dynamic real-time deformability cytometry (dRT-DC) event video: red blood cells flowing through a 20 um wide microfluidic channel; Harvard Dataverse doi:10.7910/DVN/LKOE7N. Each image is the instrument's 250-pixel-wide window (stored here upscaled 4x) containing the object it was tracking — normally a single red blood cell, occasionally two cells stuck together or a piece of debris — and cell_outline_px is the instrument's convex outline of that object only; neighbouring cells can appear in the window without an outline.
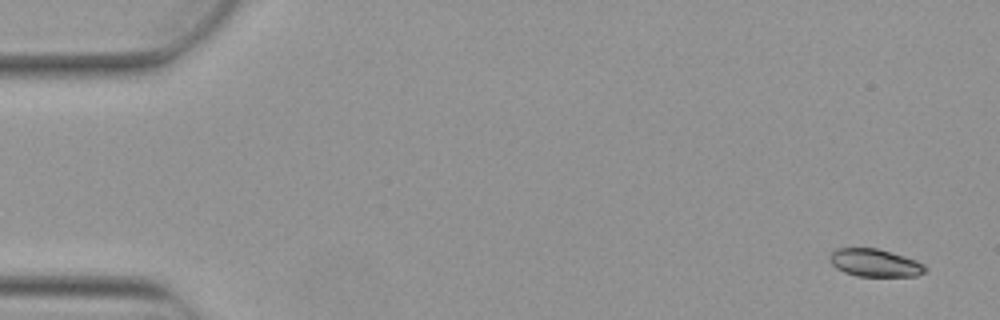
{"species": "Egyptian fruit bat (a non-hibernating species)", "species_latin": "Rousettus aegyptiacus", "temperature_condition": "warm", "stored_images_in_passage": 5, "camera_frame_rate_fps": 3000, "um_per_image_px": 0.085, "animal": {"sex": "female"}, "frame": {"image": 1, "passage_image": 1, "time_ms": 0.0, "image_size_px": [1000, 320], "cell_outline_px": [[928, 268], [924, 272], [916, 276], [856, 276], [844, 272], [836, 268], [828, 260], [828, 256], [836, 248], [876, 248], [904, 256], [916, 260], [924, 264]], "centroid_in_image_um": [74.34, 22.34], "position_along_channel_um": 10.7, "area_um2": 15.49}}
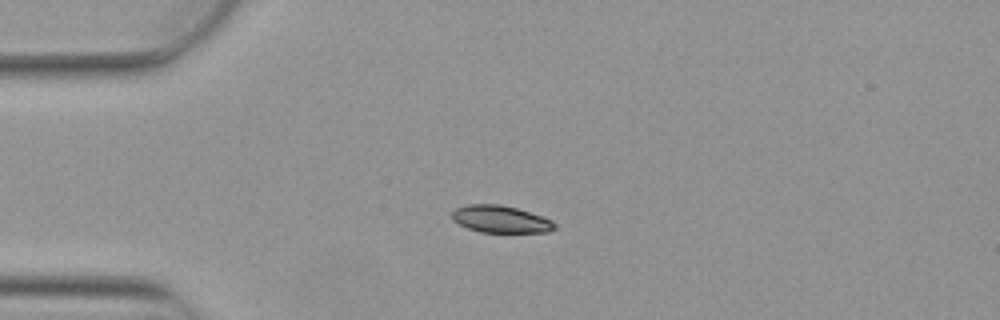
{"frame": {"image": 2, "passage_image": 4, "time_ms": 1.0, "image_size_px": [1000, 320], "cell_outline_px": [[556, 228], [548, 232], [480, 232], [468, 228], [452, 220], [452, 212], [456, 208], [468, 204], [500, 204], [516, 208], [552, 220], [556, 224]], "centroid_in_image_um": [42.54, 18.63], "position_along_channel_um": 42.5, "area_um2": 16.13}}